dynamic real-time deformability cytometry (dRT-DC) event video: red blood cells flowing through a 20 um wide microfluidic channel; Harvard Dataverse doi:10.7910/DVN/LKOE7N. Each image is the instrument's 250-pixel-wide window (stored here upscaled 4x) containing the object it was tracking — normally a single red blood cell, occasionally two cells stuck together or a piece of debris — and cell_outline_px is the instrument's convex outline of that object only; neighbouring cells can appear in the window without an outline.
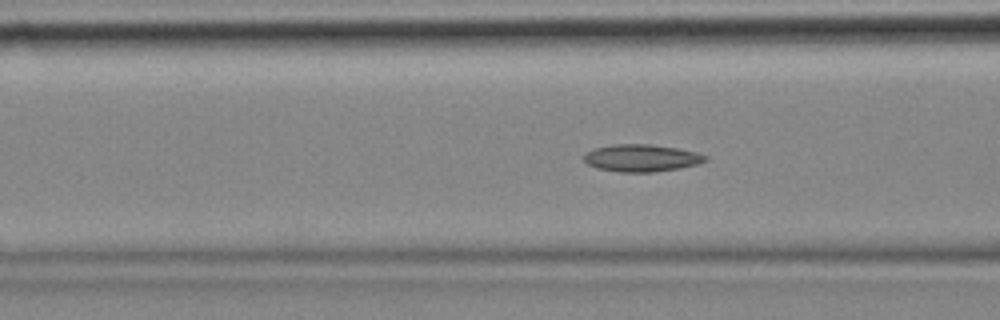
{"species": "common noctule bat (a hibernating species)", "species_latin": "Nyctalus noctula", "temperature_condition": "cold", "stored_images_in_passage": 57, "camera_frame_rate_fps": 3000, "um_per_image_px": 0.085, "animal": {"sex": "female", "body_mass_g": 18.4}, "frame": {"image": 1, "passage_image": 21, "time_ms": 6.667, "image_size_px": [1000, 320], "cell_outline_px": [[708, 160], [700, 164], [680, 168], [652, 172], [616, 172], [596, 168], [588, 164], [584, 160], [584, 152], [596, 148], [612, 144], [648, 144], [676, 148], [696, 152], [708, 156]], "centroid_in_image_um": [54.53, 13.44], "position_along_channel_um": 112.1, "area_um2": 19.42}}
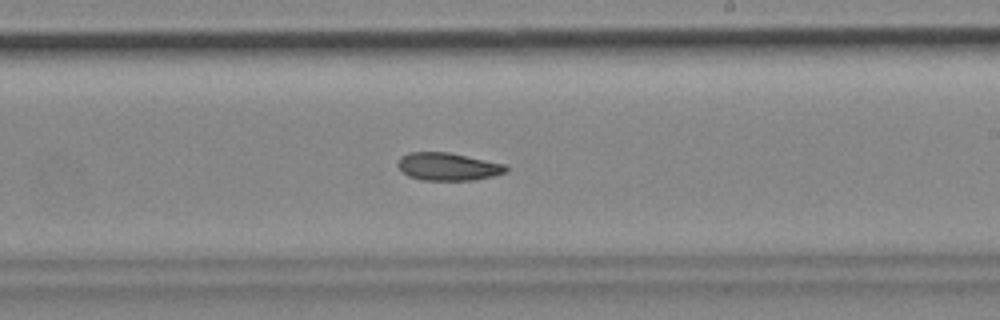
{"frame": {"image": 2, "passage_image": 33, "time_ms": 10.667, "image_size_px": [1000, 320], "cell_outline_px": [[508, 172], [492, 176], [472, 180], [420, 180], [408, 176], [400, 172], [396, 164], [400, 156], [408, 152], [448, 152], [508, 164]], "centroid_in_image_um": [38.06, 14.16], "position_along_channel_um": 250.9, "area_um2": 17.86}}
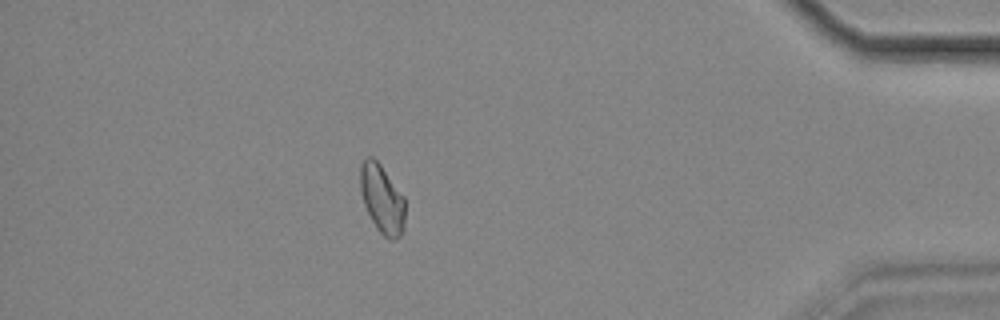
{"frame": {"image": 3, "passage_image": 50, "time_ms": 16.333, "image_size_px": [1000, 320], "cell_outline_px": [[404, 224], [400, 236], [392, 240], [388, 240], [376, 228], [364, 204], [360, 188], [360, 164], [368, 156], [372, 156], [380, 164], [404, 196]], "centroid_in_image_um": [32.46, 16.9], "position_along_channel_um": 402.7, "area_um2": 17.8}, "authors_computed_cell_mechanics": {"area_um2": 18.496, "velocity_mm_per_s": 3.4813, "shape_relaxation_time_tau1_ms": null, "shape_relaxation_time_tau2_ms": 8.7359, "deformation_change_tau1": null, "deformation_change_tau2": 0.1463}}